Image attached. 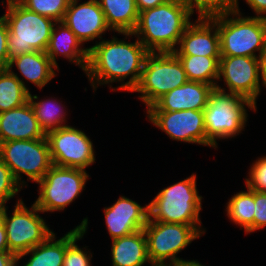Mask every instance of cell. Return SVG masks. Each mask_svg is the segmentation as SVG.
I'll use <instances>...</instances> for the list:
<instances>
[{"instance_id": "cell-31", "label": "cell", "mask_w": 266, "mask_h": 266, "mask_svg": "<svg viewBox=\"0 0 266 266\" xmlns=\"http://www.w3.org/2000/svg\"><path fill=\"white\" fill-rule=\"evenodd\" d=\"M70 0H22L20 4L29 11L62 22Z\"/></svg>"}, {"instance_id": "cell-2", "label": "cell", "mask_w": 266, "mask_h": 266, "mask_svg": "<svg viewBox=\"0 0 266 266\" xmlns=\"http://www.w3.org/2000/svg\"><path fill=\"white\" fill-rule=\"evenodd\" d=\"M190 3L168 0L139 12L134 35L149 52H173L186 27L192 22Z\"/></svg>"}, {"instance_id": "cell-7", "label": "cell", "mask_w": 266, "mask_h": 266, "mask_svg": "<svg viewBox=\"0 0 266 266\" xmlns=\"http://www.w3.org/2000/svg\"><path fill=\"white\" fill-rule=\"evenodd\" d=\"M188 81L184 67L174 52H148L142 75L133 92L149 108L159 98Z\"/></svg>"}, {"instance_id": "cell-25", "label": "cell", "mask_w": 266, "mask_h": 266, "mask_svg": "<svg viewBox=\"0 0 266 266\" xmlns=\"http://www.w3.org/2000/svg\"><path fill=\"white\" fill-rule=\"evenodd\" d=\"M37 99V95H32L31 92L29 93V102L33 107L39 125L45 134L68 125L65 124L67 123V110L64 109L65 106L62 105V101L59 102L55 97L41 99L40 101Z\"/></svg>"}, {"instance_id": "cell-38", "label": "cell", "mask_w": 266, "mask_h": 266, "mask_svg": "<svg viewBox=\"0 0 266 266\" xmlns=\"http://www.w3.org/2000/svg\"><path fill=\"white\" fill-rule=\"evenodd\" d=\"M167 1L168 0H136V7H137L138 12H141L147 9L154 8Z\"/></svg>"}, {"instance_id": "cell-13", "label": "cell", "mask_w": 266, "mask_h": 266, "mask_svg": "<svg viewBox=\"0 0 266 266\" xmlns=\"http://www.w3.org/2000/svg\"><path fill=\"white\" fill-rule=\"evenodd\" d=\"M223 80L225 87L218 83ZM259 58L248 56H221L216 89L243 96L257 104L261 95ZM261 83V84H260Z\"/></svg>"}, {"instance_id": "cell-10", "label": "cell", "mask_w": 266, "mask_h": 266, "mask_svg": "<svg viewBox=\"0 0 266 266\" xmlns=\"http://www.w3.org/2000/svg\"><path fill=\"white\" fill-rule=\"evenodd\" d=\"M0 158L9 167L21 187L26 181L37 183L53 166L47 138L35 140H13L0 143Z\"/></svg>"}, {"instance_id": "cell-43", "label": "cell", "mask_w": 266, "mask_h": 266, "mask_svg": "<svg viewBox=\"0 0 266 266\" xmlns=\"http://www.w3.org/2000/svg\"><path fill=\"white\" fill-rule=\"evenodd\" d=\"M185 2L191 3L193 0H184Z\"/></svg>"}, {"instance_id": "cell-39", "label": "cell", "mask_w": 266, "mask_h": 266, "mask_svg": "<svg viewBox=\"0 0 266 266\" xmlns=\"http://www.w3.org/2000/svg\"><path fill=\"white\" fill-rule=\"evenodd\" d=\"M260 63V77L262 82V87L266 88V47L261 52L259 56Z\"/></svg>"}, {"instance_id": "cell-20", "label": "cell", "mask_w": 266, "mask_h": 266, "mask_svg": "<svg viewBox=\"0 0 266 266\" xmlns=\"http://www.w3.org/2000/svg\"><path fill=\"white\" fill-rule=\"evenodd\" d=\"M63 22H56L53 26L46 55L51 62L59 69L57 57H64L70 63L79 66L84 72L88 63V48ZM83 47V48H82Z\"/></svg>"}, {"instance_id": "cell-29", "label": "cell", "mask_w": 266, "mask_h": 266, "mask_svg": "<svg viewBox=\"0 0 266 266\" xmlns=\"http://www.w3.org/2000/svg\"><path fill=\"white\" fill-rule=\"evenodd\" d=\"M87 228L88 217L83 218L79 225L67 232V249L62 266H92V253L86 246L81 248L76 243L87 233Z\"/></svg>"}, {"instance_id": "cell-42", "label": "cell", "mask_w": 266, "mask_h": 266, "mask_svg": "<svg viewBox=\"0 0 266 266\" xmlns=\"http://www.w3.org/2000/svg\"><path fill=\"white\" fill-rule=\"evenodd\" d=\"M7 1V4H13V3H20L22 0H6Z\"/></svg>"}, {"instance_id": "cell-6", "label": "cell", "mask_w": 266, "mask_h": 266, "mask_svg": "<svg viewBox=\"0 0 266 266\" xmlns=\"http://www.w3.org/2000/svg\"><path fill=\"white\" fill-rule=\"evenodd\" d=\"M3 14L8 25V65L24 53L46 52L54 24L53 19L29 11L20 3L6 5Z\"/></svg>"}, {"instance_id": "cell-28", "label": "cell", "mask_w": 266, "mask_h": 266, "mask_svg": "<svg viewBox=\"0 0 266 266\" xmlns=\"http://www.w3.org/2000/svg\"><path fill=\"white\" fill-rule=\"evenodd\" d=\"M29 93L8 68H0V113L27 103Z\"/></svg>"}, {"instance_id": "cell-40", "label": "cell", "mask_w": 266, "mask_h": 266, "mask_svg": "<svg viewBox=\"0 0 266 266\" xmlns=\"http://www.w3.org/2000/svg\"><path fill=\"white\" fill-rule=\"evenodd\" d=\"M3 251H9V249L6 236V228L2 220L0 219V252Z\"/></svg>"}, {"instance_id": "cell-26", "label": "cell", "mask_w": 266, "mask_h": 266, "mask_svg": "<svg viewBox=\"0 0 266 266\" xmlns=\"http://www.w3.org/2000/svg\"><path fill=\"white\" fill-rule=\"evenodd\" d=\"M226 216L231 222L240 226L245 234L254 232L255 191H239L226 203Z\"/></svg>"}, {"instance_id": "cell-33", "label": "cell", "mask_w": 266, "mask_h": 266, "mask_svg": "<svg viewBox=\"0 0 266 266\" xmlns=\"http://www.w3.org/2000/svg\"><path fill=\"white\" fill-rule=\"evenodd\" d=\"M249 178L245 179L246 188L257 191L266 192V156H261L250 165Z\"/></svg>"}, {"instance_id": "cell-19", "label": "cell", "mask_w": 266, "mask_h": 266, "mask_svg": "<svg viewBox=\"0 0 266 266\" xmlns=\"http://www.w3.org/2000/svg\"><path fill=\"white\" fill-rule=\"evenodd\" d=\"M30 102L0 113V143L45 138Z\"/></svg>"}, {"instance_id": "cell-36", "label": "cell", "mask_w": 266, "mask_h": 266, "mask_svg": "<svg viewBox=\"0 0 266 266\" xmlns=\"http://www.w3.org/2000/svg\"><path fill=\"white\" fill-rule=\"evenodd\" d=\"M256 17L266 18V0H245Z\"/></svg>"}, {"instance_id": "cell-5", "label": "cell", "mask_w": 266, "mask_h": 266, "mask_svg": "<svg viewBox=\"0 0 266 266\" xmlns=\"http://www.w3.org/2000/svg\"><path fill=\"white\" fill-rule=\"evenodd\" d=\"M257 111V105L243 96L214 89L204 108V125L207 140L218 148L217 140L231 139L245 131L247 108Z\"/></svg>"}, {"instance_id": "cell-9", "label": "cell", "mask_w": 266, "mask_h": 266, "mask_svg": "<svg viewBox=\"0 0 266 266\" xmlns=\"http://www.w3.org/2000/svg\"><path fill=\"white\" fill-rule=\"evenodd\" d=\"M13 208L10 215L7 213L8 206L1 207L0 219L6 228L9 252L18 257L43 243L53 231L45 218L39 215L43 212L34 203L29 208L22 199H17Z\"/></svg>"}, {"instance_id": "cell-34", "label": "cell", "mask_w": 266, "mask_h": 266, "mask_svg": "<svg viewBox=\"0 0 266 266\" xmlns=\"http://www.w3.org/2000/svg\"><path fill=\"white\" fill-rule=\"evenodd\" d=\"M266 227V192L255 191L254 232Z\"/></svg>"}, {"instance_id": "cell-18", "label": "cell", "mask_w": 266, "mask_h": 266, "mask_svg": "<svg viewBox=\"0 0 266 266\" xmlns=\"http://www.w3.org/2000/svg\"><path fill=\"white\" fill-rule=\"evenodd\" d=\"M214 86L196 81H187L161 98L146 111L204 110Z\"/></svg>"}, {"instance_id": "cell-41", "label": "cell", "mask_w": 266, "mask_h": 266, "mask_svg": "<svg viewBox=\"0 0 266 266\" xmlns=\"http://www.w3.org/2000/svg\"><path fill=\"white\" fill-rule=\"evenodd\" d=\"M178 266H205L201 264L198 260L190 263L180 264Z\"/></svg>"}, {"instance_id": "cell-37", "label": "cell", "mask_w": 266, "mask_h": 266, "mask_svg": "<svg viewBox=\"0 0 266 266\" xmlns=\"http://www.w3.org/2000/svg\"><path fill=\"white\" fill-rule=\"evenodd\" d=\"M0 266H18V257L9 251L0 252Z\"/></svg>"}, {"instance_id": "cell-11", "label": "cell", "mask_w": 266, "mask_h": 266, "mask_svg": "<svg viewBox=\"0 0 266 266\" xmlns=\"http://www.w3.org/2000/svg\"><path fill=\"white\" fill-rule=\"evenodd\" d=\"M86 170L53 165L37 182L38 198L34 204L43 212L64 211L85 190Z\"/></svg>"}, {"instance_id": "cell-3", "label": "cell", "mask_w": 266, "mask_h": 266, "mask_svg": "<svg viewBox=\"0 0 266 266\" xmlns=\"http://www.w3.org/2000/svg\"><path fill=\"white\" fill-rule=\"evenodd\" d=\"M197 176H191L173 185L165 187L148 203L149 221L178 223L193 226L201 235L206 233L202 228L200 212L203 197L196 186Z\"/></svg>"}, {"instance_id": "cell-14", "label": "cell", "mask_w": 266, "mask_h": 266, "mask_svg": "<svg viewBox=\"0 0 266 266\" xmlns=\"http://www.w3.org/2000/svg\"><path fill=\"white\" fill-rule=\"evenodd\" d=\"M147 120L171 140L215 147L207 140L203 110L146 111Z\"/></svg>"}, {"instance_id": "cell-30", "label": "cell", "mask_w": 266, "mask_h": 266, "mask_svg": "<svg viewBox=\"0 0 266 266\" xmlns=\"http://www.w3.org/2000/svg\"><path fill=\"white\" fill-rule=\"evenodd\" d=\"M190 8L193 16L198 12L197 18H211L238 11L239 0H193Z\"/></svg>"}, {"instance_id": "cell-23", "label": "cell", "mask_w": 266, "mask_h": 266, "mask_svg": "<svg viewBox=\"0 0 266 266\" xmlns=\"http://www.w3.org/2000/svg\"><path fill=\"white\" fill-rule=\"evenodd\" d=\"M106 23L116 33H133L139 19L136 0H98Z\"/></svg>"}, {"instance_id": "cell-15", "label": "cell", "mask_w": 266, "mask_h": 266, "mask_svg": "<svg viewBox=\"0 0 266 266\" xmlns=\"http://www.w3.org/2000/svg\"><path fill=\"white\" fill-rule=\"evenodd\" d=\"M70 0L62 22L70 28L83 43L103 39L107 31H111L98 0Z\"/></svg>"}, {"instance_id": "cell-27", "label": "cell", "mask_w": 266, "mask_h": 266, "mask_svg": "<svg viewBox=\"0 0 266 266\" xmlns=\"http://www.w3.org/2000/svg\"><path fill=\"white\" fill-rule=\"evenodd\" d=\"M181 61L188 81L203 82L216 87L221 57L176 55Z\"/></svg>"}, {"instance_id": "cell-12", "label": "cell", "mask_w": 266, "mask_h": 266, "mask_svg": "<svg viewBox=\"0 0 266 266\" xmlns=\"http://www.w3.org/2000/svg\"><path fill=\"white\" fill-rule=\"evenodd\" d=\"M53 165L86 170L96 162L91 139L84 131L67 125L46 134Z\"/></svg>"}, {"instance_id": "cell-22", "label": "cell", "mask_w": 266, "mask_h": 266, "mask_svg": "<svg viewBox=\"0 0 266 266\" xmlns=\"http://www.w3.org/2000/svg\"><path fill=\"white\" fill-rule=\"evenodd\" d=\"M111 242L112 266H144L150 263L143 229Z\"/></svg>"}, {"instance_id": "cell-8", "label": "cell", "mask_w": 266, "mask_h": 266, "mask_svg": "<svg viewBox=\"0 0 266 266\" xmlns=\"http://www.w3.org/2000/svg\"><path fill=\"white\" fill-rule=\"evenodd\" d=\"M143 231L152 266H178L197 261L185 260L177 256L192 241L202 236L193 226L148 220Z\"/></svg>"}, {"instance_id": "cell-4", "label": "cell", "mask_w": 266, "mask_h": 266, "mask_svg": "<svg viewBox=\"0 0 266 266\" xmlns=\"http://www.w3.org/2000/svg\"><path fill=\"white\" fill-rule=\"evenodd\" d=\"M242 14L239 8L210 18L217 25L221 56L259 58L266 47V18Z\"/></svg>"}, {"instance_id": "cell-17", "label": "cell", "mask_w": 266, "mask_h": 266, "mask_svg": "<svg viewBox=\"0 0 266 266\" xmlns=\"http://www.w3.org/2000/svg\"><path fill=\"white\" fill-rule=\"evenodd\" d=\"M176 55L221 57L217 25L210 18H197L181 36Z\"/></svg>"}, {"instance_id": "cell-32", "label": "cell", "mask_w": 266, "mask_h": 266, "mask_svg": "<svg viewBox=\"0 0 266 266\" xmlns=\"http://www.w3.org/2000/svg\"><path fill=\"white\" fill-rule=\"evenodd\" d=\"M22 187L15 180L9 167L0 158V207H5L6 203L14 198Z\"/></svg>"}, {"instance_id": "cell-1", "label": "cell", "mask_w": 266, "mask_h": 266, "mask_svg": "<svg viewBox=\"0 0 266 266\" xmlns=\"http://www.w3.org/2000/svg\"><path fill=\"white\" fill-rule=\"evenodd\" d=\"M118 34L125 35L124 39H118L113 35L111 40L106 38L99 42L95 40L93 46L87 47L88 63L84 73L94 91L98 86L108 84L113 92H133L140 82L145 55L149 51L137 37L134 42L125 40L135 36L134 33ZM126 79L128 81L125 82ZM114 82H120V85L114 88L111 85Z\"/></svg>"}, {"instance_id": "cell-21", "label": "cell", "mask_w": 266, "mask_h": 266, "mask_svg": "<svg viewBox=\"0 0 266 266\" xmlns=\"http://www.w3.org/2000/svg\"><path fill=\"white\" fill-rule=\"evenodd\" d=\"M16 66L18 72L21 73L23 78L15 73L12 67ZM24 85V87L30 92L25 80L30 81L37 88H44L54 77H56V71L59 69L51 62V59L46 55V52L33 51L16 56L10 60L7 67Z\"/></svg>"}, {"instance_id": "cell-24", "label": "cell", "mask_w": 266, "mask_h": 266, "mask_svg": "<svg viewBox=\"0 0 266 266\" xmlns=\"http://www.w3.org/2000/svg\"><path fill=\"white\" fill-rule=\"evenodd\" d=\"M56 239V234L53 232L43 243L19 255L18 266L20 260L27 255L30 258L23 266H62L67 249V233Z\"/></svg>"}, {"instance_id": "cell-35", "label": "cell", "mask_w": 266, "mask_h": 266, "mask_svg": "<svg viewBox=\"0 0 266 266\" xmlns=\"http://www.w3.org/2000/svg\"><path fill=\"white\" fill-rule=\"evenodd\" d=\"M8 35L9 29L5 16H0V68L8 67Z\"/></svg>"}, {"instance_id": "cell-16", "label": "cell", "mask_w": 266, "mask_h": 266, "mask_svg": "<svg viewBox=\"0 0 266 266\" xmlns=\"http://www.w3.org/2000/svg\"><path fill=\"white\" fill-rule=\"evenodd\" d=\"M103 210L106 228L112 240L142 230L149 220L148 204L141 206L122 195Z\"/></svg>"}]
</instances>
